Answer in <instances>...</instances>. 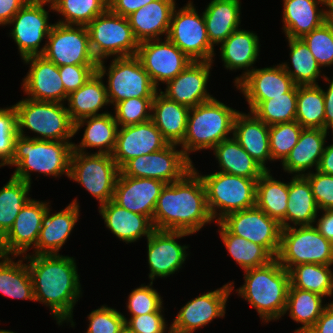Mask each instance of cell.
Listing matches in <instances>:
<instances>
[{
  "instance_id": "obj_1",
  "label": "cell",
  "mask_w": 333,
  "mask_h": 333,
  "mask_svg": "<svg viewBox=\"0 0 333 333\" xmlns=\"http://www.w3.org/2000/svg\"><path fill=\"white\" fill-rule=\"evenodd\" d=\"M33 283L35 301L49 306L57 324L73 322V308L81 285L73 257L60 254L24 255Z\"/></svg>"
},
{
  "instance_id": "obj_2",
  "label": "cell",
  "mask_w": 333,
  "mask_h": 333,
  "mask_svg": "<svg viewBox=\"0 0 333 333\" xmlns=\"http://www.w3.org/2000/svg\"><path fill=\"white\" fill-rule=\"evenodd\" d=\"M212 221L204 183L194 165L180 180L165 184L152 220L157 230L190 234L197 233Z\"/></svg>"
},
{
  "instance_id": "obj_3",
  "label": "cell",
  "mask_w": 333,
  "mask_h": 333,
  "mask_svg": "<svg viewBox=\"0 0 333 333\" xmlns=\"http://www.w3.org/2000/svg\"><path fill=\"white\" fill-rule=\"evenodd\" d=\"M245 283L236 290L256 309L263 322L279 320L284 315L290 274L276 258L268 264L245 270Z\"/></svg>"
},
{
  "instance_id": "obj_4",
  "label": "cell",
  "mask_w": 333,
  "mask_h": 333,
  "mask_svg": "<svg viewBox=\"0 0 333 333\" xmlns=\"http://www.w3.org/2000/svg\"><path fill=\"white\" fill-rule=\"evenodd\" d=\"M73 143L69 141H45L17 136L14 154L9 166H16L13 177L31 184L30 172L45 176L69 177Z\"/></svg>"
},
{
  "instance_id": "obj_5",
  "label": "cell",
  "mask_w": 333,
  "mask_h": 333,
  "mask_svg": "<svg viewBox=\"0 0 333 333\" xmlns=\"http://www.w3.org/2000/svg\"><path fill=\"white\" fill-rule=\"evenodd\" d=\"M239 111L215 98L192 107L188 113L187 130L181 150L192 162L189 154L194 151L213 149L233 133V123Z\"/></svg>"
},
{
  "instance_id": "obj_6",
  "label": "cell",
  "mask_w": 333,
  "mask_h": 333,
  "mask_svg": "<svg viewBox=\"0 0 333 333\" xmlns=\"http://www.w3.org/2000/svg\"><path fill=\"white\" fill-rule=\"evenodd\" d=\"M18 135L45 141H69L74 134V122L63 103L22 99L15 105ZM27 128L40 136H25Z\"/></svg>"
},
{
  "instance_id": "obj_7",
  "label": "cell",
  "mask_w": 333,
  "mask_h": 333,
  "mask_svg": "<svg viewBox=\"0 0 333 333\" xmlns=\"http://www.w3.org/2000/svg\"><path fill=\"white\" fill-rule=\"evenodd\" d=\"M200 177L206 190L207 205L215 222L230 213L256 206L258 178H246L220 171Z\"/></svg>"
},
{
  "instance_id": "obj_8",
  "label": "cell",
  "mask_w": 333,
  "mask_h": 333,
  "mask_svg": "<svg viewBox=\"0 0 333 333\" xmlns=\"http://www.w3.org/2000/svg\"><path fill=\"white\" fill-rule=\"evenodd\" d=\"M276 259L288 271L306 263L333 265V243L314 225L291 226L281 230Z\"/></svg>"
},
{
  "instance_id": "obj_9",
  "label": "cell",
  "mask_w": 333,
  "mask_h": 333,
  "mask_svg": "<svg viewBox=\"0 0 333 333\" xmlns=\"http://www.w3.org/2000/svg\"><path fill=\"white\" fill-rule=\"evenodd\" d=\"M91 51L96 60L113 56H136L139 42L134 37L127 17L107 9L95 17L87 26Z\"/></svg>"
},
{
  "instance_id": "obj_10",
  "label": "cell",
  "mask_w": 333,
  "mask_h": 333,
  "mask_svg": "<svg viewBox=\"0 0 333 333\" xmlns=\"http://www.w3.org/2000/svg\"><path fill=\"white\" fill-rule=\"evenodd\" d=\"M104 62L99 61L97 72L102 77L108 74L106 90L110 104L115 105L133 97L154 98L158 92V88L136 56L114 58L108 69Z\"/></svg>"
},
{
  "instance_id": "obj_11",
  "label": "cell",
  "mask_w": 333,
  "mask_h": 333,
  "mask_svg": "<svg viewBox=\"0 0 333 333\" xmlns=\"http://www.w3.org/2000/svg\"><path fill=\"white\" fill-rule=\"evenodd\" d=\"M119 173L111 154L72 152L69 178L81 184L100 205L113 199Z\"/></svg>"
},
{
  "instance_id": "obj_12",
  "label": "cell",
  "mask_w": 333,
  "mask_h": 333,
  "mask_svg": "<svg viewBox=\"0 0 333 333\" xmlns=\"http://www.w3.org/2000/svg\"><path fill=\"white\" fill-rule=\"evenodd\" d=\"M167 38L193 61H214V46L207 35L205 20L193 3L173 10Z\"/></svg>"
},
{
  "instance_id": "obj_13",
  "label": "cell",
  "mask_w": 333,
  "mask_h": 333,
  "mask_svg": "<svg viewBox=\"0 0 333 333\" xmlns=\"http://www.w3.org/2000/svg\"><path fill=\"white\" fill-rule=\"evenodd\" d=\"M42 54L58 67L64 65H98L94 57L86 26L55 23L48 35Z\"/></svg>"
},
{
  "instance_id": "obj_14",
  "label": "cell",
  "mask_w": 333,
  "mask_h": 333,
  "mask_svg": "<svg viewBox=\"0 0 333 333\" xmlns=\"http://www.w3.org/2000/svg\"><path fill=\"white\" fill-rule=\"evenodd\" d=\"M176 146L179 145L168 144L159 151L132 158L120 172L130 177L158 179L166 184L178 181L193 164Z\"/></svg>"
},
{
  "instance_id": "obj_15",
  "label": "cell",
  "mask_w": 333,
  "mask_h": 333,
  "mask_svg": "<svg viewBox=\"0 0 333 333\" xmlns=\"http://www.w3.org/2000/svg\"><path fill=\"white\" fill-rule=\"evenodd\" d=\"M231 234L262 246L273 258L280 248L281 225L257 206L233 212L219 221Z\"/></svg>"
},
{
  "instance_id": "obj_16",
  "label": "cell",
  "mask_w": 333,
  "mask_h": 333,
  "mask_svg": "<svg viewBox=\"0 0 333 333\" xmlns=\"http://www.w3.org/2000/svg\"><path fill=\"white\" fill-rule=\"evenodd\" d=\"M45 0H28L27 3L14 15L8 25H13L10 36L18 46L21 58L33 55H42L46 48L40 49L43 38L47 39L54 24L48 22L49 11L44 6Z\"/></svg>"
},
{
  "instance_id": "obj_17",
  "label": "cell",
  "mask_w": 333,
  "mask_h": 333,
  "mask_svg": "<svg viewBox=\"0 0 333 333\" xmlns=\"http://www.w3.org/2000/svg\"><path fill=\"white\" fill-rule=\"evenodd\" d=\"M136 57L158 88L180 74L193 60L168 38L140 42Z\"/></svg>"
},
{
  "instance_id": "obj_18",
  "label": "cell",
  "mask_w": 333,
  "mask_h": 333,
  "mask_svg": "<svg viewBox=\"0 0 333 333\" xmlns=\"http://www.w3.org/2000/svg\"><path fill=\"white\" fill-rule=\"evenodd\" d=\"M233 282L188 301L178 312L170 327L181 333H193L216 317L225 316L226 302L233 290Z\"/></svg>"
},
{
  "instance_id": "obj_19",
  "label": "cell",
  "mask_w": 333,
  "mask_h": 333,
  "mask_svg": "<svg viewBox=\"0 0 333 333\" xmlns=\"http://www.w3.org/2000/svg\"><path fill=\"white\" fill-rule=\"evenodd\" d=\"M49 202L29 199L18 213L12 228L0 240V255L24 256L30 247L35 248L42 227V218ZM24 253V254H23Z\"/></svg>"
},
{
  "instance_id": "obj_20",
  "label": "cell",
  "mask_w": 333,
  "mask_h": 333,
  "mask_svg": "<svg viewBox=\"0 0 333 333\" xmlns=\"http://www.w3.org/2000/svg\"><path fill=\"white\" fill-rule=\"evenodd\" d=\"M182 231L157 230L146 238L148 248L149 278L153 282L155 277H169L177 272L184 264L188 254L187 245H180L176 239L189 236Z\"/></svg>"
},
{
  "instance_id": "obj_21",
  "label": "cell",
  "mask_w": 333,
  "mask_h": 333,
  "mask_svg": "<svg viewBox=\"0 0 333 333\" xmlns=\"http://www.w3.org/2000/svg\"><path fill=\"white\" fill-rule=\"evenodd\" d=\"M168 144L153 121L149 120L118 127L116 144L111 155L121 168L130 159L159 151Z\"/></svg>"
},
{
  "instance_id": "obj_22",
  "label": "cell",
  "mask_w": 333,
  "mask_h": 333,
  "mask_svg": "<svg viewBox=\"0 0 333 333\" xmlns=\"http://www.w3.org/2000/svg\"><path fill=\"white\" fill-rule=\"evenodd\" d=\"M22 60L30 64L29 72L22 83L24 93L29 95V99L57 103L67 100L68 94L56 64L43 55L28 56Z\"/></svg>"
},
{
  "instance_id": "obj_23",
  "label": "cell",
  "mask_w": 333,
  "mask_h": 333,
  "mask_svg": "<svg viewBox=\"0 0 333 333\" xmlns=\"http://www.w3.org/2000/svg\"><path fill=\"white\" fill-rule=\"evenodd\" d=\"M213 61H192L174 79L166 82V89L159 91L166 98L185 105L196 107L214 98L207 92V82Z\"/></svg>"
},
{
  "instance_id": "obj_24",
  "label": "cell",
  "mask_w": 333,
  "mask_h": 333,
  "mask_svg": "<svg viewBox=\"0 0 333 333\" xmlns=\"http://www.w3.org/2000/svg\"><path fill=\"white\" fill-rule=\"evenodd\" d=\"M165 184L158 179L130 177L120 172L112 200L131 212L153 220L158 197Z\"/></svg>"
},
{
  "instance_id": "obj_25",
  "label": "cell",
  "mask_w": 333,
  "mask_h": 333,
  "mask_svg": "<svg viewBox=\"0 0 333 333\" xmlns=\"http://www.w3.org/2000/svg\"><path fill=\"white\" fill-rule=\"evenodd\" d=\"M79 204L73 200L65 209L51 214L48 206L33 255L59 254L79 219ZM51 214V215H50Z\"/></svg>"
},
{
  "instance_id": "obj_26",
  "label": "cell",
  "mask_w": 333,
  "mask_h": 333,
  "mask_svg": "<svg viewBox=\"0 0 333 333\" xmlns=\"http://www.w3.org/2000/svg\"><path fill=\"white\" fill-rule=\"evenodd\" d=\"M295 83L281 64L276 67L253 69L245 76L236 88L241 90L246 101H264L273 97L284 96Z\"/></svg>"
},
{
  "instance_id": "obj_27",
  "label": "cell",
  "mask_w": 333,
  "mask_h": 333,
  "mask_svg": "<svg viewBox=\"0 0 333 333\" xmlns=\"http://www.w3.org/2000/svg\"><path fill=\"white\" fill-rule=\"evenodd\" d=\"M283 1L284 27L282 29L286 38H302L329 19V0ZM318 4L327 6V8L318 9Z\"/></svg>"
},
{
  "instance_id": "obj_28",
  "label": "cell",
  "mask_w": 333,
  "mask_h": 333,
  "mask_svg": "<svg viewBox=\"0 0 333 333\" xmlns=\"http://www.w3.org/2000/svg\"><path fill=\"white\" fill-rule=\"evenodd\" d=\"M175 0H155L127 16L134 37L140 42L168 35Z\"/></svg>"
},
{
  "instance_id": "obj_29",
  "label": "cell",
  "mask_w": 333,
  "mask_h": 333,
  "mask_svg": "<svg viewBox=\"0 0 333 333\" xmlns=\"http://www.w3.org/2000/svg\"><path fill=\"white\" fill-rule=\"evenodd\" d=\"M99 213L111 233L126 243L135 242L142 236L148 238L155 230L149 217L131 212L113 200L100 205Z\"/></svg>"
},
{
  "instance_id": "obj_30",
  "label": "cell",
  "mask_w": 333,
  "mask_h": 333,
  "mask_svg": "<svg viewBox=\"0 0 333 333\" xmlns=\"http://www.w3.org/2000/svg\"><path fill=\"white\" fill-rule=\"evenodd\" d=\"M233 137L243 149L265 170L266 161H272L269 145V125L258 119L252 112H238L233 123Z\"/></svg>"
},
{
  "instance_id": "obj_31",
  "label": "cell",
  "mask_w": 333,
  "mask_h": 333,
  "mask_svg": "<svg viewBox=\"0 0 333 333\" xmlns=\"http://www.w3.org/2000/svg\"><path fill=\"white\" fill-rule=\"evenodd\" d=\"M327 131L325 129L303 128L297 144L282 162L284 171L294 176H304L305 171L314 166L316 171L324 152Z\"/></svg>"
},
{
  "instance_id": "obj_32",
  "label": "cell",
  "mask_w": 333,
  "mask_h": 333,
  "mask_svg": "<svg viewBox=\"0 0 333 333\" xmlns=\"http://www.w3.org/2000/svg\"><path fill=\"white\" fill-rule=\"evenodd\" d=\"M221 58L226 69L246 71L236 77L235 86L247 76L254 68L253 64L259 56V38L252 31L237 29L221 43ZM252 67V68H251ZM249 68V69H248Z\"/></svg>"
},
{
  "instance_id": "obj_33",
  "label": "cell",
  "mask_w": 333,
  "mask_h": 333,
  "mask_svg": "<svg viewBox=\"0 0 333 333\" xmlns=\"http://www.w3.org/2000/svg\"><path fill=\"white\" fill-rule=\"evenodd\" d=\"M190 108L157 92L152 101L151 120L169 144L180 145L187 130Z\"/></svg>"
},
{
  "instance_id": "obj_34",
  "label": "cell",
  "mask_w": 333,
  "mask_h": 333,
  "mask_svg": "<svg viewBox=\"0 0 333 333\" xmlns=\"http://www.w3.org/2000/svg\"><path fill=\"white\" fill-rule=\"evenodd\" d=\"M87 124V125H86ZM86 125L83 138L79 145L73 143V151L84 153L85 148H99L97 153L112 154L118 131V123L114 116L106 114L89 116L74 123V134Z\"/></svg>"
},
{
  "instance_id": "obj_35",
  "label": "cell",
  "mask_w": 333,
  "mask_h": 333,
  "mask_svg": "<svg viewBox=\"0 0 333 333\" xmlns=\"http://www.w3.org/2000/svg\"><path fill=\"white\" fill-rule=\"evenodd\" d=\"M240 0H211L203 12L207 35L214 46L221 44L241 23Z\"/></svg>"
},
{
  "instance_id": "obj_36",
  "label": "cell",
  "mask_w": 333,
  "mask_h": 333,
  "mask_svg": "<svg viewBox=\"0 0 333 333\" xmlns=\"http://www.w3.org/2000/svg\"><path fill=\"white\" fill-rule=\"evenodd\" d=\"M318 213L319 208L308 180L304 176H293L288 182L286 228L291 227V222L295 227L314 225Z\"/></svg>"
},
{
  "instance_id": "obj_37",
  "label": "cell",
  "mask_w": 333,
  "mask_h": 333,
  "mask_svg": "<svg viewBox=\"0 0 333 333\" xmlns=\"http://www.w3.org/2000/svg\"><path fill=\"white\" fill-rule=\"evenodd\" d=\"M102 79L103 77L96 71L83 86L68 95L69 107L66 108L74 123L85 117L106 114L97 113L99 109L110 104L106 85Z\"/></svg>"
},
{
  "instance_id": "obj_38",
  "label": "cell",
  "mask_w": 333,
  "mask_h": 333,
  "mask_svg": "<svg viewBox=\"0 0 333 333\" xmlns=\"http://www.w3.org/2000/svg\"><path fill=\"white\" fill-rule=\"evenodd\" d=\"M212 150L222 169L220 172L246 178H259L266 171L234 137L224 139Z\"/></svg>"
},
{
  "instance_id": "obj_39",
  "label": "cell",
  "mask_w": 333,
  "mask_h": 333,
  "mask_svg": "<svg viewBox=\"0 0 333 333\" xmlns=\"http://www.w3.org/2000/svg\"><path fill=\"white\" fill-rule=\"evenodd\" d=\"M287 202L288 183L275 180L270 170H266L257 180L256 206L285 229Z\"/></svg>"
},
{
  "instance_id": "obj_40",
  "label": "cell",
  "mask_w": 333,
  "mask_h": 333,
  "mask_svg": "<svg viewBox=\"0 0 333 333\" xmlns=\"http://www.w3.org/2000/svg\"><path fill=\"white\" fill-rule=\"evenodd\" d=\"M323 296L294 288L291 284L288 291L284 314L289 311V316L297 323L303 324L294 333H307L323 313L326 304H322Z\"/></svg>"
},
{
  "instance_id": "obj_41",
  "label": "cell",
  "mask_w": 333,
  "mask_h": 333,
  "mask_svg": "<svg viewBox=\"0 0 333 333\" xmlns=\"http://www.w3.org/2000/svg\"><path fill=\"white\" fill-rule=\"evenodd\" d=\"M290 47V61L293 66L289 68L287 62L281 66L292 78L297 86L318 85L317 79L321 76V66L301 38H287Z\"/></svg>"
},
{
  "instance_id": "obj_42",
  "label": "cell",
  "mask_w": 333,
  "mask_h": 333,
  "mask_svg": "<svg viewBox=\"0 0 333 333\" xmlns=\"http://www.w3.org/2000/svg\"><path fill=\"white\" fill-rule=\"evenodd\" d=\"M10 256L0 255V292L14 299L35 301L33 283L27 263H16Z\"/></svg>"
},
{
  "instance_id": "obj_43",
  "label": "cell",
  "mask_w": 333,
  "mask_h": 333,
  "mask_svg": "<svg viewBox=\"0 0 333 333\" xmlns=\"http://www.w3.org/2000/svg\"><path fill=\"white\" fill-rule=\"evenodd\" d=\"M217 224L222 242L244 271L264 266L274 259L262 246L231 234L220 222Z\"/></svg>"
},
{
  "instance_id": "obj_44",
  "label": "cell",
  "mask_w": 333,
  "mask_h": 333,
  "mask_svg": "<svg viewBox=\"0 0 333 333\" xmlns=\"http://www.w3.org/2000/svg\"><path fill=\"white\" fill-rule=\"evenodd\" d=\"M252 112L266 125L292 122L296 120L297 85L284 96L273 97L264 101H247Z\"/></svg>"
},
{
  "instance_id": "obj_45",
  "label": "cell",
  "mask_w": 333,
  "mask_h": 333,
  "mask_svg": "<svg viewBox=\"0 0 333 333\" xmlns=\"http://www.w3.org/2000/svg\"><path fill=\"white\" fill-rule=\"evenodd\" d=\"M325 102L319 85L297 86L296 121L303 128L325 129Z\"/></svg>"
},
{
  "instance_id": "obj_46",
  "label": "cell",
  "mask_w": 333,
  "mask_h": 333,
  "mask_svg": "<svg viewBox=\"0 0 333 333\" xmlns=\"http://www.w3.org/2000/svg\"><path fill=\"white\" fill-rule=\"evenodd\" d=\"M332 265L314 263L300 264L289 270L290 284L294 288L308 290L323 297L333 294Z\"/></svg>"
},
{
  "instance_id": "obj_47",
  "label": "cell",
  "mask_w": 333,
  "mask_h": 333,
  "mask_svg": "<svg viewBox=\"0 0 333 333\" xmlns=\"http://www.w3.org/2000/svg\"><path fill=\"white\" fill-rule=\"evenodd\" d=\"M31 184L11 176L0 189V240L12 228L24 204L30 199Z\"/></svg>"
},
{
  "instance_id": "obj_48",
  "label": "cell",
  "mask_w": 333,
  "mask_h": 333,
  "mask_svg": "<svg viewBox=\"0 0 333 333\" xmlns=\"http://www.w3.org/2000/svg\"><path fill=\"white\" fill-rule=\"evenodd\" d=\"M107 9L108 0H55L50 3V10L64 17L57 22L63 25L87 26Z\"/></svg>"
},
{
  "instance_id": "obj_49",
  "label": "cell",
  "mask_w": 333,
  "mask_h": 333,
  "mask_svg": "<svg viewBox=\"0 0 333 333\" xmlns=\"http://www.w3.org/2000/svg\"><path fill=\"white\" fill-rule=\"evenodd\" d=\"M303 127L295 120L269 126V145L272 161L283 162L297 144Z\"/></svg>"
},
{
  "instance_id": "obj_50",
  "label": "cell",
  "mask_w": 333,
  "mask_h": 333,
  "mask_svg": "<svg viewBox=\"0 0 333 333\" xmlns=\"http://www.w3.org/2000/svg\"><path fill=\"white\" fill-rule=\"evenodd\" d=\"M301 39L321 67L333 65V22L330 19Z\"/></svg>"
},
{
  "instance_id": "obj_51",
  "label": "cell",
  "mask_w": 333,
  "mask_h": 333,
  "mask_svg": "<svg viewBox=\"0 0 333 333\" xmlns=\"http://www.w3.org/2000/svg\"><path fill=\"white\" fill-rule=\"evenodd\" d=\"M153 99L133 97L116 103L114 118L118 126L136 125L151 120Z\"/></svg>"
},
{
  "instance_id": "obj_52",
  "label": "cell",
  "mask_w": 333,
  "mask_h": 333,
  "mask_svg": "<svg viewBox=\"0 0 333 333\" xmlns=\"http://www.w3.org/2000/svg\"><path fill=\"white\" fill-rule=\"evenodd\" d=\"M152 285L153 282H150L149 285L142 284L129 294L126 307L131 317L163 311L162 298L156 289L152 288Z\"/></svg>"
},
{
  "instance_id": "obj_53",
  "label": "cell",
  "mask_w": 333,
  "mask_h": 333,
  "mask_svg": "<svg viewBox=\"0 0 333 333\" xmlns=\"http://www.w3.org/2000/svg\"><path fill=\"white\" fill-rule=\"evenodd\" d=\"M18 136L14 105L0 108V167L7 165L14 154V142Z\"/></svg>"
},
{
  "instance_id": "obj_54",
  "label": "cell",
  "mask_w": 333,
  "mask_h": 333,
  "mask_svg": "<svg viewBox=\"0 0 333 333\" xmlns=\"http://www.w3.org/2000/svg\"><path fill=\"white\" fill-rule=\"evenodd\" d=\"M87 333H119L125 325L124 315L114 308L102 305L88 315Z\"/></svg>"
},
{
  "instance_id": "obj_55",
  "label": "cell",
  "mask_w": 333,
  "mask_h": 333,
  "mask_svg": "<svg viewBox=\"0 0 333 333\" xmlns=\"http://www.w3.org/2000/svg\"><path fill=\"white\" fill-rule=\"evenodd\" d=\"M309 172V173H308ZM304 177L308 180L319 210L333 209V175L324 174L318 170L307 171Z\"/></svg>"
},
{
  "instance_id": "obj_56",
  "label": "cell",
  "mask_w": 333,
  "mask_h": 333,
  "mask_svg": "<svg viewBox=\"0 0 333 333\" xmlns=\"http://www.w3.org/2000/svg\"><path fill=\"white\" fill-rule=\"evenodd\" d=\"M98 65H64L59 67L65 92L69 95L83 86L97 71Z\"/></svg>"
},
{
  "instance_id": "obj_57",
  "label": "cell",
  "mask_w": 333,
  "mask_h": 333,
  "mask_svg": "<svg viewBox=\"0 0 333 333\" xmlns=\"http://www.w3.org/2000/svg\"><path fill=\"white\" fill-rule=\"evenodd\" d=\"M124 319L135 333H165L168 325L161 312L132 316L129 320L124 316Z\"/></svg>"
},
{
  "instance_id": "obj_58",
  "label": "cell",
  "mask_w": 333,
  "mask_h": 333,
  "mask_svg": "<svg viewBox=\"0 0 333 333\" xmlns=\"http://www.w3.org/2000/svg\"><path fill=\"white\" fill-rule=\"evenodd\" d=\"M155 0H108V9L118 15L127 17Z\"/></svg>"
},
{
  "instance_id": "obj_59",
  "label": "cell",
  "mask_w": 333,
  "mask_h": 333,
  "mask_svg": "<svg viewBox=\"0 0 333 333\" xmlns=\"http://www.w3.org/2000/svg\"><path fill=\"white\" fill-rule=\"evenodd\" d=\"M307 333H333V302L327 304L323 313Z\"/></svg>"
},
{
  "instance_id": "obj_60",
  "label": "cell",
  "mask_w": 333,
  "mask_h": 333,
  "mask_svg": "<svg viewBox=\"0 0 333 333\" xmlns=\"http://www.w3.org/2000/svg\"><path fill=\"white\" fill-rule=\"evenodd\" d=\"M28 0H0V25H7Z\"/></svg>"
},
{
  "instance_id": "obj_61",
  "label": "cell",
  "mask_w": 333,
  "mask_h": 333,
  "mask_svg": "<svg viewBox=\"0 0 333 333\" xmlns=\"http://www.w3.org/2000/svg\"><path fill=\"white\" fill-rule=\"evenodd\" d=\"M324 80L328 81L329 88L324 91V102H325V130L333 128V77L330 80L328 77L323 75Z\"/></svg>"
},
{
  "instance_id": "obj_62",
  "label": "cell",
  "mask_w": 333,
  "mask_h": 333,
  "mask_svg": "<svg viewBox=\"0 0 333 333\" xmlns=\"http://www.w3.org/2000/svg\"><path fill=\"white\" fill-rule=\"evenodd\" d=\"M315 227L320 234L333 243V209L324 210Z\"/></svg>"
},
{
  "instance_id": "obj_63",
  "label": "cell",
  "mask_w": 333,
  "mask_h": 333,
  "mask_svg": "<svg viewBox=\"0 0 333 333\" xmlns=\"http://www.w3.org/2000/svg\"><path fill=\"white\" fill-rule=\"evenodd\" d=\"M317 170L324 174L333 175V144L324 148Z\"/></svg>"
},
{
  "instance_id": "obj_64",
  "label": "cell",
  "mask_w": 333,
  "mask_h": 333,
  "mask_svg": "<svg viewBox=\"0 0 333 333\" xmlns=\"http://www.w3.org/2000/svg\"><path fill=\"white\" fill-rule=\"evenodd\" d=\"M119 333H135V332L125 324Z\"/></svg>"
},
{
  "instance_id": "obj_65",
  "label": "cell",
  "mask_w": 333,
  "mask_h": 333,
  "mask_svg": "<svg viewBox=\"0 0 333 333\" xmlns=\"http://www.w3.org/2000/svg\"><path fill=\"white\" fill-rule=\"evenodd\" d=\"M329 14H333V0H329Z\"/></svg>"
},
{
  "instance_id": "obj_66",
  "label": "cell",
  "mask_w": 333,
  "mask_h": 333,
  "mask_svg": "<svg viewBox=\"0 0 333 333\" xmlns=\"http://www.w3.org/2000/svg\"><path fill=\"white\" fill-rule=\"evenodd\" d=\"M169 330V332L168 333H181V332H179V331H176V330H174V329H172L171 327H169L168 328Z\"/></svg>"
},
{
  "instance_id": "obj_67",
  "label": "cell",
  "mask_w": 333,
  "mask_h": 333,
  "mask_svg": "<svg viewBox=\"0 0 333 333\" xmlns=\"http://www.w3.org/2000/svg\"><path fill=\"white\" fill-rule=\"evenodd\" d=\"M0 333H15V332L9 331V330L0 329Z\"/></svg>"
},
{
  "instance_id": "obj_68",
  "label": "cell",
  "mask_w": 333,
  "mask_h": 333,
  "mask_svg": "<svg viewBox=\"0 0 333 333\" xmlns=\"http://www.w3.org/2000/svg\"><path fill=\"white\" fill-rule=\"evenodd\" d=\"M329 19L333 22V14H329Z\"/></svg>"
},
{
  "instance_id": "obj_69",
  "label": "cell",
  "mask_w": 333,
  "mask_h": 333,
  "mask_svg": "<svg viewBox=\"0 0 333 333\" xmlns=\"http://www.w3.org/2000/svg\"><path fill=\"white\" fill-rule=\"evenodd\" d=\"M45 1H47L49 4L51 3H53L55 0H45Z\"/></svg>"
}]
</instances>
